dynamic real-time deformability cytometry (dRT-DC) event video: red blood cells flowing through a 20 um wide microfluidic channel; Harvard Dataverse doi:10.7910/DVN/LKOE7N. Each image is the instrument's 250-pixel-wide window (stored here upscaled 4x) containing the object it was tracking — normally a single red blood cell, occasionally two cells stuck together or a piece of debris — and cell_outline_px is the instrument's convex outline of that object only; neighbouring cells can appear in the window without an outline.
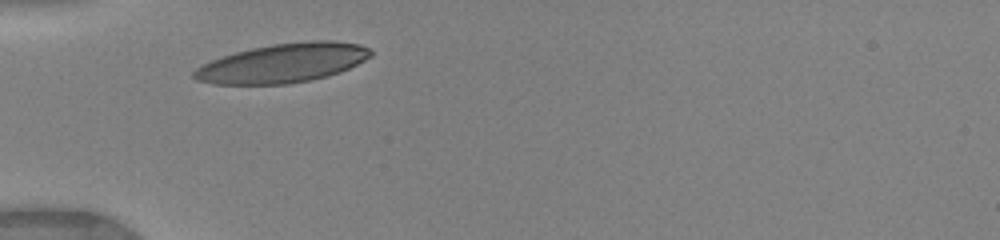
{"species": "human", "species_latin": "Homo sapiens", "temperature_condition": "warm", "stored_images_in_passage": 2, "camera_frame_rate_fps": 3000, "um_per_image_px": 0.085, "donor": {"sex": "female"}, "frame": {"image": 1, "passage_image": 1, "time_ms": 0.0, "image_size_px": [1000, 240], "cell_outline_px": [[372, 56], [340, 72], [328, 76], [288, 84], [212, 84], [196, 80], [192, 76], [192, 72], [196, 68], [212, 60], [236, 52], [252, 48], [272, 44], [308, 40], [336, 40], [360, 44], [368, 48], [372, 52]], "centroid_in_image_um": [24.05, 5.35], "position_along_channel_um": 60.9, "area_um2": 40.23}}